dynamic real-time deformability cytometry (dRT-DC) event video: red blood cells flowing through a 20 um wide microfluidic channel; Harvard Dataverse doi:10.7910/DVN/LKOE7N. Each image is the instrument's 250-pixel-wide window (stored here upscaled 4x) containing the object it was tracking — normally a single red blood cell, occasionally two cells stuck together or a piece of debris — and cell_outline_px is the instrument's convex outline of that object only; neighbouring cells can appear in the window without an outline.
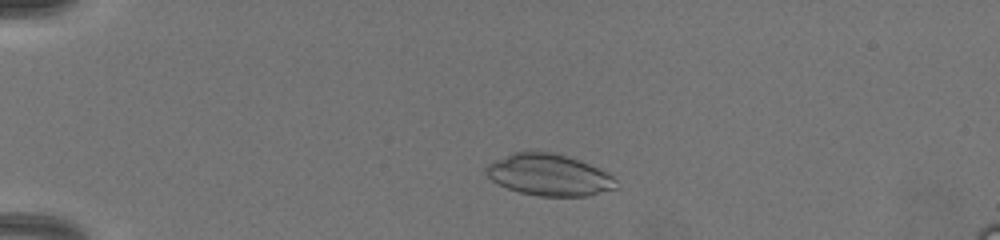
{"species": "common noctule bat (a hibernating species)", "species_latin": "Nyctalus noctula", "temperature_condition": "warm", "stored_images_in_passage": 19, "camera_frame_rate_fps": 3000, "um_per_image_px": 0.085, "animal": {"sex": "female", "body_mass_g": 19.5, "forearm_length_mm": 54.1}, "frame": {"image": 1, "passage_image": 3, "time_ms": 1.667, "image_size_px": [1000, 240], "cell_outline_px": [[620, 188], [588, 196], [540, 196], [520, 192], [508, 188], [492, 180], [484, 172], [484, 168], [488, 164], [512, 152], [552, 152], [588, 164], [612, 176], [616, 180]], "centroid_in_image_um": [46.67, 14.89], "position_along_channel_um": 38.3, "area_um2": 31.15}}
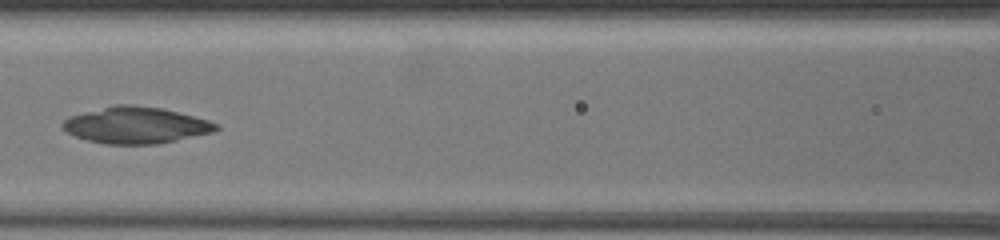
{"frame": {"image": 2, "passage_image": 15, "time_ms": 6.0, "image_size_px": [1000, 240], "cell_outline_px": [[220, 128], [212, 132], [176, 140], [156, 144], [104, 144], [88, 140], [64, 132], [60, 124], [68, 116], [112, 104], [132, 104], [160, 108], [208, 120], [220, 124]], "centroid_in_image_um": [11.49, 10.63], "position_along_channel_um": 155.1, "area_um2": 32.71}}
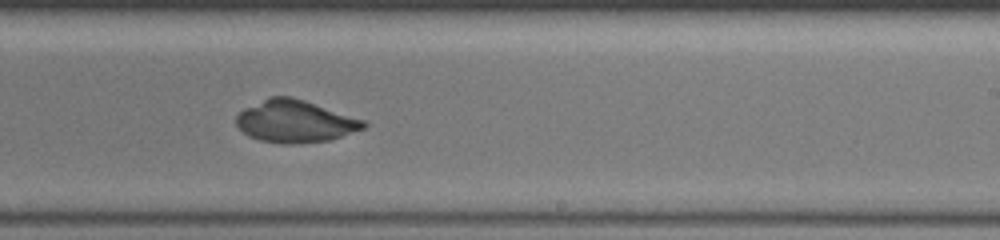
{"frame": {"image": 3, "passage_image": 18, "time_ms": 8.667, "image_size_px": [1000, 240], "cell_outline_px": [[368, 124], [364, 128], [328, 140], [292, 144], [280, 144], [260, 140], [248, 136], [236, 124], [236, 116], [244, 108], [272, 96], [292, 96], [364, 120]], "centroid_in_image_um": [25.06, 10.32], "position_along_channel_um": 263.9, "area_um2": 30.98}}